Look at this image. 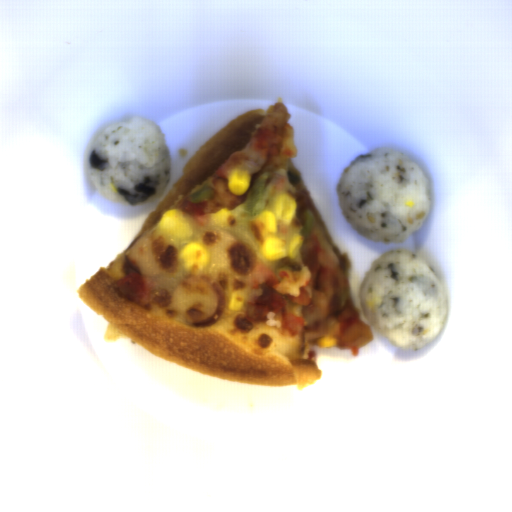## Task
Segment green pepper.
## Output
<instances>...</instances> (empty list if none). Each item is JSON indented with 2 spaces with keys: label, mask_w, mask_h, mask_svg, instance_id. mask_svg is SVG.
Wrapping results in <instances>:
<instances>
[{
  "label": "green pepper",
  "mask_w": 512,
  "mask_h": 512,
  "mask_svg": "<svg viewBox=\"0 0 512 512\" xmlns=\"http://www.w3.org/2000/svg\"><path fill=\"white\" fill-rule=\"evenodd\" d=\"M270 177L269 172H264L257 177L244 205V213L251 219L254 215L261 213V207Z\"/></svg>",
  "instance_id": "obj_1"
},
{
  "label": "green pepper",
  "mask_w": 512,
  "mask_h": 512,
  "mask_svg": "<svg viewBox=\"0 0 512 512\" xmlns=\"http://www.w3.org/2000/svg\"><path fill=\"white\" fill-rule=\"evenodd\" d=\"M215 194L214 188L211 184H207L190 196H187L188 201L193 203H205L210 200Z\"/></svg>",
  "instance_id": "obj_2"
},
{
  "label": "green pepper",
  "mask_w": 512,
  "mask_h": 512,
  "mask_svg": "<svg viewBox=\"0 0 512 512\" xmlns=\"http://www.w3.org/2000/svg\"><path fill=\"white\" fill-rule=\"evenodd\" d=\"M275 271H289L294 273L302 271V267L297 260L283 257L277 259Z\"/></svg>",
  "instance_id": "obj_3"
},
{
  "label": "green pepper",
  "mask_w": 512,
  "mask_h": 512,
  "mask_svg": "<svg viewBox=\"0 0 512 512\" xmlns=\"http://www.w3.org/2000/svg\"><path fill=\"white\" fill-rule=\"evenodd\" d=\"M314 221H315L314 214L311 209H308L306 211L305 224L299 233V236H302L303 241L306 240L308 238V236L310 235Z\"/></svg>",
  "instance_id": "obj_4"
},
{
  "label": "green pepper",
  "mask_w": 512,
  "mask_h": 512,
  "mask_svg": "<svg viewBox=\"0 0 512 512\" xmlns=\"http://www.w3.org/2000/svg\"><path fill=\"white\" fill-rule=\"evenodd\" d=\"M286 175H287L289 185H292L295 187L302 182L301 174H297V173L289 170V171H287Z\"/></svg>",
  "instance_id": "obj_5"
}]
</instances>
